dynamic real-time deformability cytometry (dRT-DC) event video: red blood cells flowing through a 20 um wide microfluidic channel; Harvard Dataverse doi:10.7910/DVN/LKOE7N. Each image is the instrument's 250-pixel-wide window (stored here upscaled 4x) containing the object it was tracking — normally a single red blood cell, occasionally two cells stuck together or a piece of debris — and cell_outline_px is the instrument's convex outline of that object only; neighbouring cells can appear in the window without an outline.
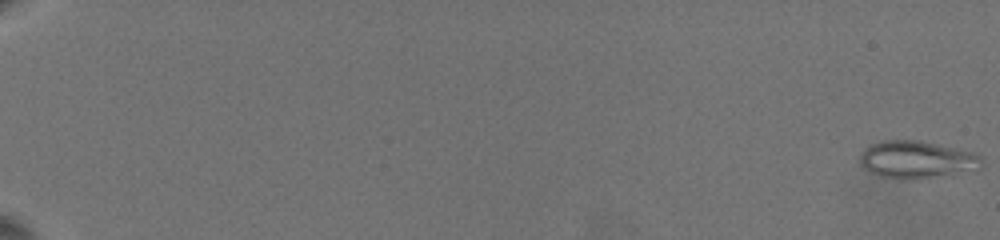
{"species": "common noctule bat (a hibernating species)", "species_latin": "Nyctalus noctula", "temperature_condition": "warm", "stored_images_in_passage": 115, "camera_frame_rate_fps": 3000, "um_per_image_px": 0.085, "animal": {"sex": "female", "body_mass_g": 19.5, "forearm_length_mm": 54.1}, "frame": {"image": 1, "passage_image": 1, "time_ms": 0.0, "image_size_px": [1000, 240], "cell_outline_px": [[984, 164], [980, 168], [928, 176], [880, 176], [868, 172], [860, 164], [860, 152], [864, 148], [872, 144], [884, 140], [920, 140], [972, 152], [980, 156], [984, 160]], "centroid_in_image_um": [77.88, 13.5], "position_along_channel_um": 7.1, "area_um2": 25.43}}
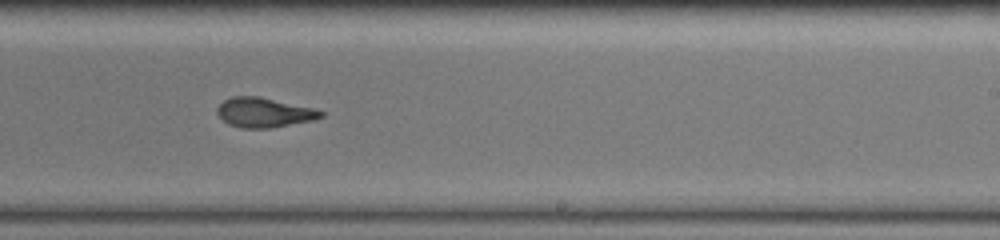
{"frame": {"image": 2, "passage_image": 88, "time_ms": 14.0, "image_size_px": [1000, 240], "cell_outline_px": [[324, 116], [312, 120], [272, 128], [240, 128], [228, 124], [216, 112], [216, 108], [224, 100], [232, 96], [260, 96], [312, 108], [324, 112]], "centroid_in_image_um": [22.42, 9.56], "position_along_channel_um": 266.6, "area_um2": 17.86}}
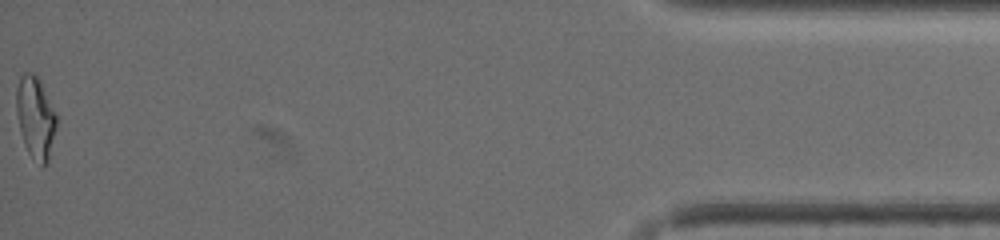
{"frame": {"image": 3, "passage_image": 115, "time_ms": 20.667, "image_size_px": [1000, 240], "cell_outline_px": [[56, 128], [48, 160], [44, 164], [40, 164], [28, 152], [24, 144], [20, 132], [16, 112], [16, 88], [20, 76], [24, 72], [32, 72], [40, 80], [56, 112]], "centroid_in_image_um": [3.0, 9.93], "position_along_channel_um": 432.2, "area_um2": 19.07}, "authors_computed_cell_mechanics": {"area_um2": 19.1318, "velocity_mm_per_s": 3.6198, "shape_relaxation_time_tau1_ms": 8.8104, "shape_relaxation_time_tau2_ms": 1.9534, "deformation_change_tau1": 0.2641, "deformation_change_tau2": 0.0925}}